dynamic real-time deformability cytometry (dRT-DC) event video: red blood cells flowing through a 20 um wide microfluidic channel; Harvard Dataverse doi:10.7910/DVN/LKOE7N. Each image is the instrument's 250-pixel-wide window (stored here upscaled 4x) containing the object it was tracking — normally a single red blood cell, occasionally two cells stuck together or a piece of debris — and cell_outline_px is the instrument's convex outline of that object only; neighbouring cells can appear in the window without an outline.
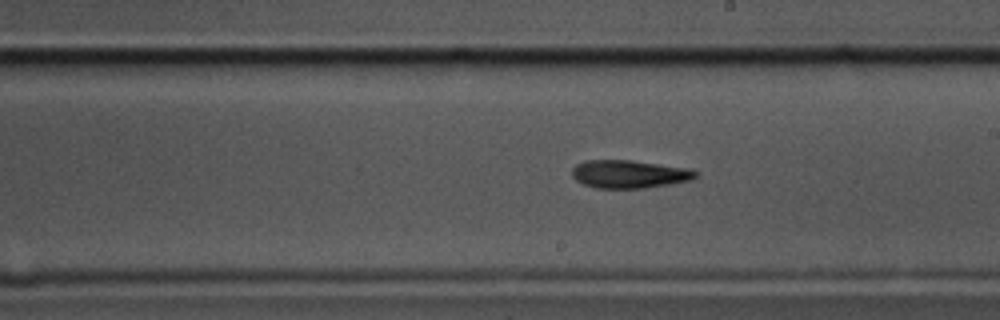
{"species": "common noctule bat (a hibernating species)", "species_latin": "Nyctalus noctula", "temperature_condition": "cold", "stored_images_in_passage": 57, "camera_frame_rate_fps": 3000, "um_per_image_px": 0.085, "animal": {"sex": "male", "body_mass_g": 17.5, "forearm_length_mm": 52.3}, "frame": {"image": 1, "passage_image": 32, "time_ms": 10.333, "image_size_px": [1000, 320], "cell_outline_px": [[700, 176], [692, 180], [672, 184], [644, 188], [596, 188], [584, 184], [576, 180], [572, 176], [572, 168], [576, 164], [584, 160], [632, 160], [692, 168], [700, 172]], "centroid_in_image_um": [53.56, 14.79], "position_along_channel_um": 235.4, "area_um2": 20.63}}
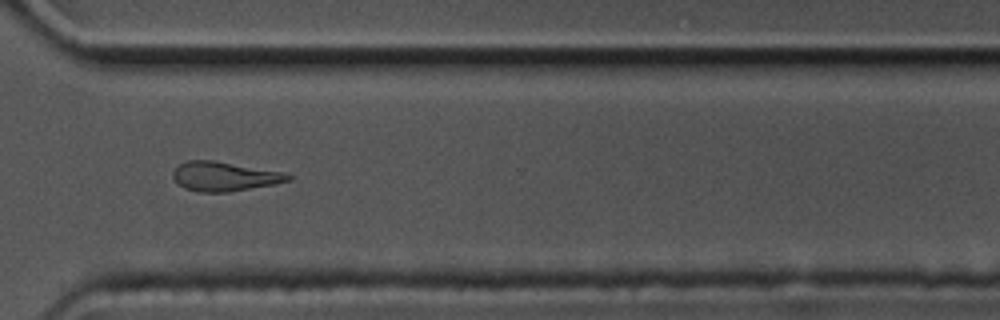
{"frame": {"image": 2, "passage_image": 42, "time_ms": 13.667, "image_size_px": [1000, 320], "cell_outline_px": [[292, 180], [272, 184], [228, 192], [200, 192], [184, 188], [172, 176], [172, 172], [180, 164], [188, 160], [212, 160], [280, 172], [292, 176]], "centroid_in_image_um": [19.03, 15.0], "position_along_channel_um": 351.6, "area_um2": 19.19}}
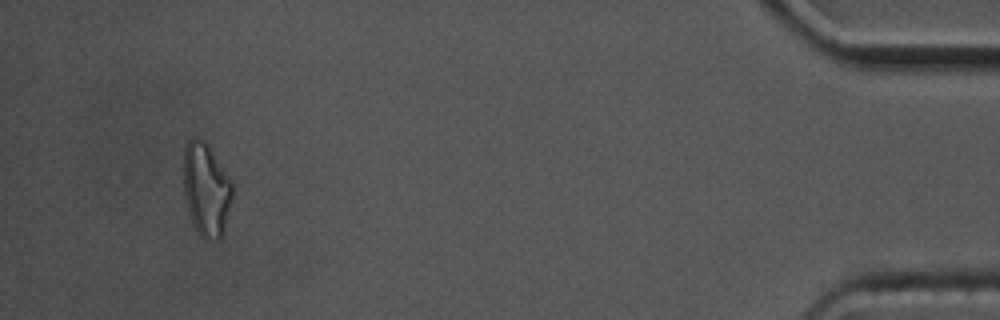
{"frame": {"image": 3, "passage_image": 54, "time_ms": 17.667, "image_size_px": [1000, 320], "cell_outline_px": [[232, 196], [224, 232], [220, 240], [204, 240], [200, 236], [192, 220], [188, 208], [184, 192], [184, 148], [188, 140], [196, 136], [208, 144], [232, 184]], "centroid_in_image_um": [17.52, 16.13], "position_along_channel_um": 417.7, "area_um2": 26.24}, "authors_computed_cell_mechanics": {"area_um2": 20.23, "velocity_mm_per_s": 3.4666, "shape_relaxation_time_tau1_ms": 6.6316, "shape_relaxation_time_tau2_ms": null, "deformation_change_tau1": 0.1823, "deformation_change_tau2": null}}